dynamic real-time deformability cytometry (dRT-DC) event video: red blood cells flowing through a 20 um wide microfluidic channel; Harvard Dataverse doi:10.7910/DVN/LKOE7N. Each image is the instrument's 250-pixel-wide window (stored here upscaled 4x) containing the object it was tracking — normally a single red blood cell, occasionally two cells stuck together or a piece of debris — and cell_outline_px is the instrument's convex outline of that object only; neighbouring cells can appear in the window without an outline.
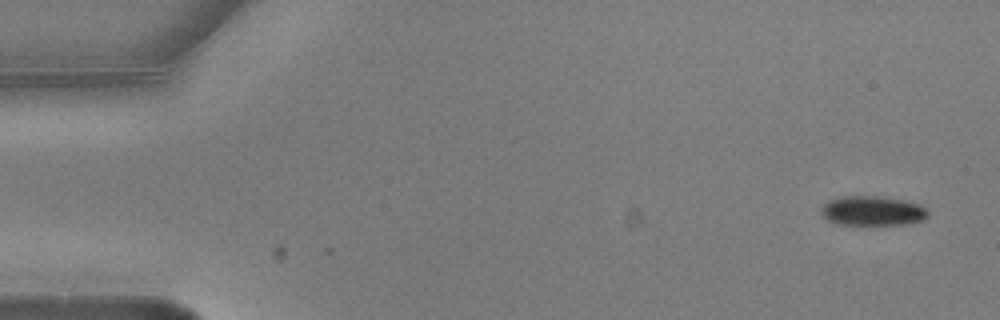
{"species": "common noctule bat (a hibernating species)", "species_latin": "Nyctalus noctula", "temperature_condition": "warm", "stored_images_in_passage": 4, "camera_frame_rate_fps": 3000, "um_per_image_px": 0.085, "animal": {"sex": "male", "body_mass_g": 20.5, "forearm_length_mm": 52.5}, "frame": {"image": 1, "passage_image": 1, "time_ms": 0.0, "image_size_px": [1000, 320], "cell_outline_px": [[928, 216], [924, 220], [908, 224], [836, 224], [828, 220], [824, 216], [824, 204], [832, 200], [844, 196], [876, 196], [904, 200], [920, 204], [928, 212]], "centroid_in_image_um": [74.24, 17.92], "position_along_channel_um": 10.8, "area_um2": 18.03}}
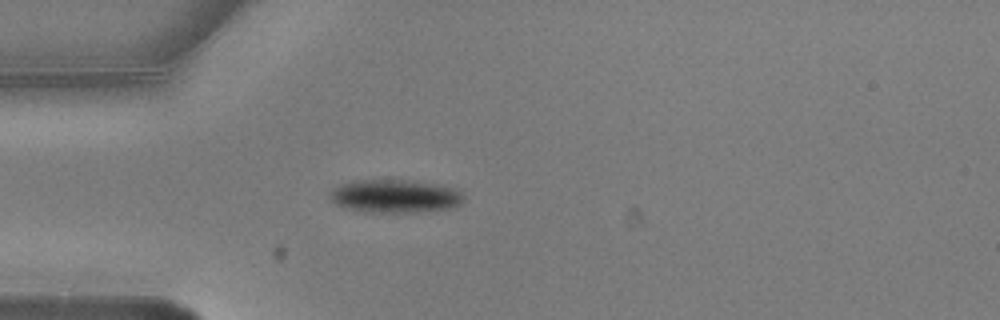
{"frame": {"image": 2, "passage_image": 4, "time_ms": 1.0, "image_size_px": [1000, 320], "cell_outline_px": [[464, 200], [460, 204], [452, 208], [416, 212], [364, 212], [344, 208], [328, 200], [328, 192], [332, 188], [340, 184], [352, 180], [412, 180], [440, 184], [460, 188], [464, 196]], "centroid_in_image_um": [33.57, 16.66], "position_along_channel_um": 51.4, "area_um2": 26.65}}